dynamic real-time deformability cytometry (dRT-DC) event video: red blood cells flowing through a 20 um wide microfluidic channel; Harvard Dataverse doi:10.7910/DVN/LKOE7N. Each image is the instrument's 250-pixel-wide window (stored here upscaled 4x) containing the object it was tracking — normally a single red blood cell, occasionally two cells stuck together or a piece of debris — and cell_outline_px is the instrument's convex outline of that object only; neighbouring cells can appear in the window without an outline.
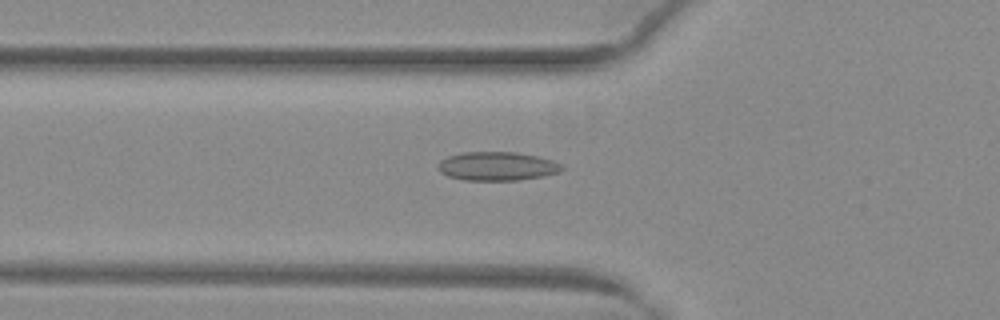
{"species": "common noctule bat (a hibernating species)", "species_latin": "Nyctalus noctula", "temperature_condition": "warm", "stored_images_in_passage": 40, "camera_frame_rate_fps": 3000, "um_per_image_px": 0.085, "animal": {"sex": "female", "body_mass_g": 29.2, "forearm_length_mm": 56.3}, "frame": {"image": 1, "passage_image": 7, "time_ms": 2.0, "image_size_px": [1000, 320], "cell_outline_px": [[564, 168], [560, 172], [544, 176], [516, 180], [464, 180], [448, 176], [440, 172], [436, 168], [440, 160], [448, 156], [460, 152], [516, 152], [536, 156], [552, 160], [564, 164]], "centroid_in_image_um": [42.25, 14.12], "position_along_channel_um": 83.5, "area_um2": 20.92}}
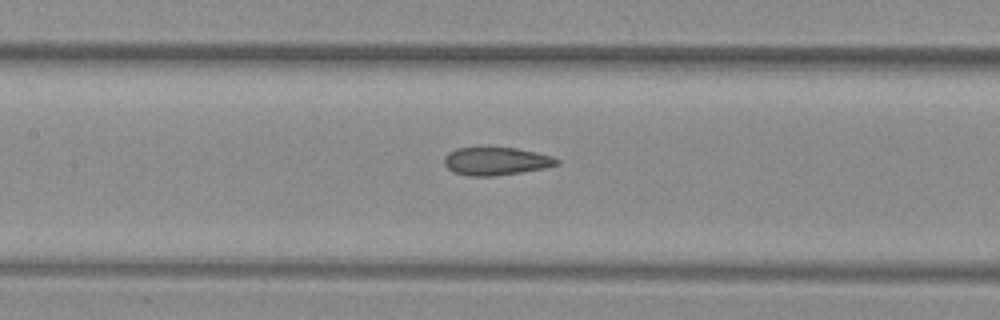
{"frame": {"image": 2, "passage_image": 13, "time_ms": 4.0, "image_size_px": [1000, 320], "cell_outline_px": [[560, 164], [544, 168], [520, 172], [492, 176], [468, 176], [452, 172], [444, 164], [444, 156], [448, 152], [456, 148], [516, 148], [536, 152], [552, 156], [560, 160]], "centroid_in_image_um": [42.15, 13.7], "position_along_channel_um": 165.3, "area_um2": 18.32}}
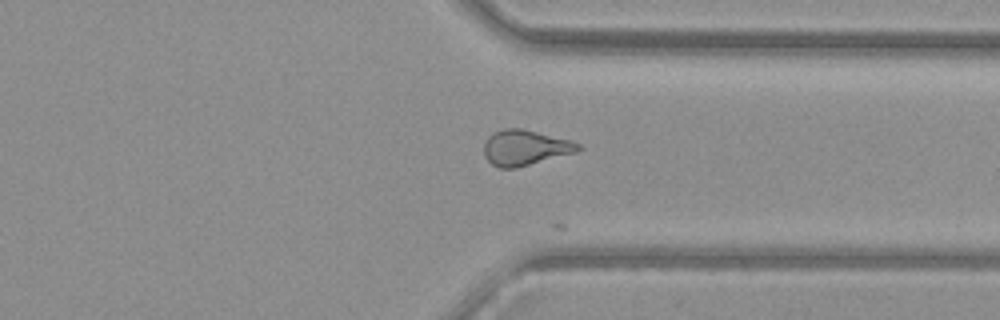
{"frame": {"image": 3, "passage_image": 28, "time_ms": 9.0, "image_size_px": [1000, 320], "cell_outline_px": [[584, 148], [576, 152], [516, 168], [500, 168], [492, 164], [484, 156], [484, 144], [488, 136], [492, 132], [504, 128], [520, 128], [572, 140], [580, 144]], "centroid_in_image_um": [44.64, 12.54], "position_along_channel_um": 366.8, "area_um2": 19.54}}